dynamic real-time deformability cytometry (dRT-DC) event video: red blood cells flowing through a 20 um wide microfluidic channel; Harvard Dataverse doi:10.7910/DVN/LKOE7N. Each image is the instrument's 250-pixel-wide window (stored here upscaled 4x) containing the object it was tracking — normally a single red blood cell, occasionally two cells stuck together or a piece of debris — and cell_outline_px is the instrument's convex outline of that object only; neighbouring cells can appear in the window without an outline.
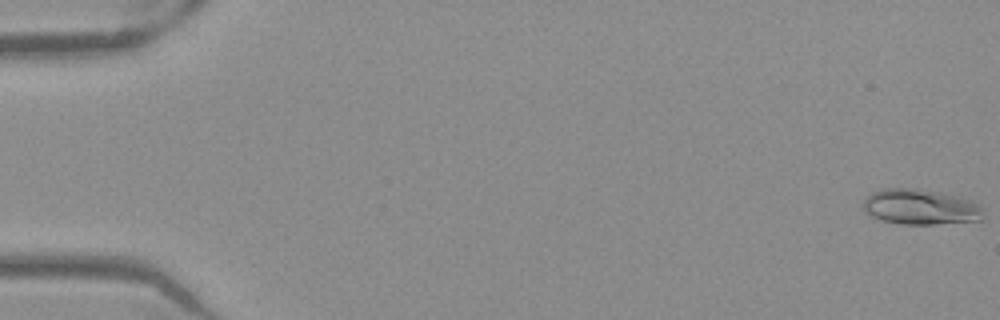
{"species": "Egyptian fruit bat (a non-hibernating species)", "species_latin": "Rousettus aegyptiacus", "temperature_condition": "warm", "stored_images_in_passage": 52, "camera_frame_rate_fps": 3000, "um_per_image_px": 0.085, "frame": {"image": 1, "passage_image": 1, "time_ms": 0.0, "image_size_px": [1000, 320], "cell_outline_px": [[984, 212], [980, 220], [936, 224], [900, 224], [880, 220], [872, 216], [864, 208], [864, 200], [872, 192], [880, 188], [916, 188], [940, 192], [960, 196], [972, 200], [980, 204], [984, 208]], "centroid_in_image_um": [78.28, 17.58], "position_along_channel_um": 6.7, "area_um2": 25.03}}
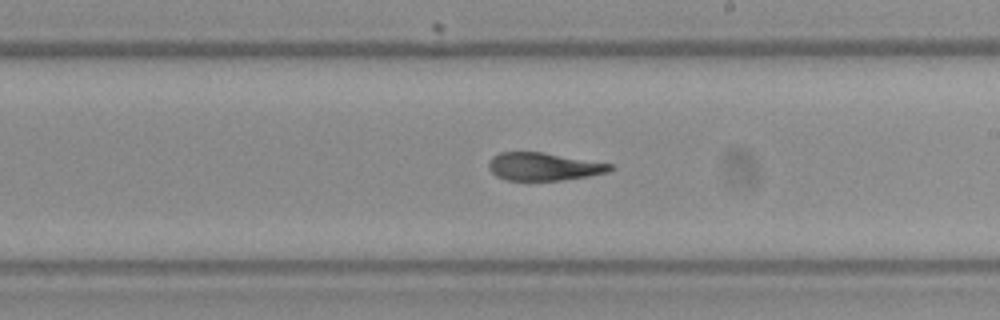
{"frame": {"image": 2, "passage_image": 31, "time_ms": 10.0, "image_size_px": [1000, 320], "cell_outline_px": [[616, 168], [608, 172], [588, 176], [564, 180], [508, 180], [496, 176], [488, 168], [488, 164], [492, 156], [500, 152], [544, 152], [612, 164]], "centroid_in_image_um": [46.22, 14.15], "position_along_channel_um": 242.8, "area_um2": 19.77}}
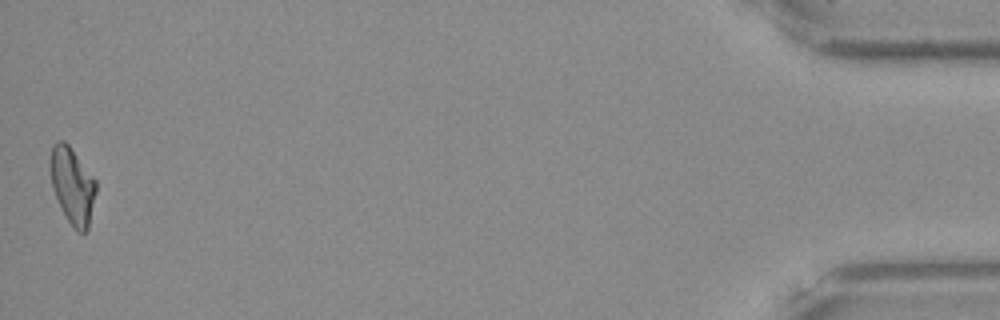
{"frame": {"image": 3, "passage_image": 52, "time_ms": 17.0, "image_size_px": [1000, 320], "cell_outline_px": [[96, 192], [88, 228], [84, 232], [76, 232], [68, 220], [52, 188], [48, 164], [48, 160], [52, 144], [56, 140], [64, 140], [68, 144], [96, 180]], "centroid_in_image_um": [6.12, 15.72], "position_along_channel_um": 429.1, "area_um2": 20.46}, "authors_computed_cell_mechanics": {"area_um2": 21.0681, "velocity_mm_per_s": 3.9684, "shape_relaxation_time_tau1_ms": null, "shape_relaxation_time_tau2_ms": 2.7887, "deformation_change_tau1": null, "deformation_change_tau2": 0.0964}}